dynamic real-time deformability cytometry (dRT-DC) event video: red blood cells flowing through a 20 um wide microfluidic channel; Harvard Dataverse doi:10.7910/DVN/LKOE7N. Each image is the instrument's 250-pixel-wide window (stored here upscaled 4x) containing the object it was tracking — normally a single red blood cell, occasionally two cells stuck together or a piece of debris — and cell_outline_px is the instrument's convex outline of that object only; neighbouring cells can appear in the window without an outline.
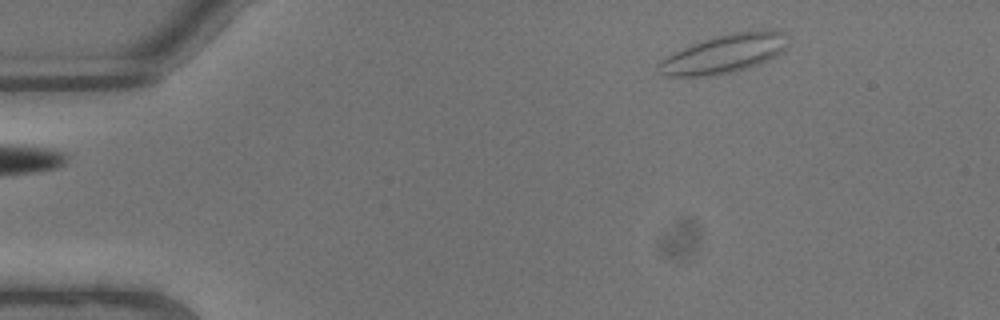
{"species": "common noctule bat (a hibernating species)", "species_latin": "Nyctalus noctula", "temperature_condition": "warm", "stored_images_in_passage": 5, "camera_frame_rate_fps": 3000, "um_per_image_px": 0.085, "animal": {"sex": "male", "body_mass_g": 13.3}, "frame": {"image": 1, "passage_image": 5, "time_ms": 1.333, "image_size_px": [1000, 320], "cell_outline_px": [[788, 44], [776, 56], [756, 64], [732, 72], [712, 76], [668, 76], [660, 72], [656, 68], [656, 64], [660, 60], [692, 44], [704, 40], [732, 32], [784, 32]], "centroid_in_image_um": [61.49, 4.6], "position_along_channel_um": 23.5, "area_um2": 28.09}}